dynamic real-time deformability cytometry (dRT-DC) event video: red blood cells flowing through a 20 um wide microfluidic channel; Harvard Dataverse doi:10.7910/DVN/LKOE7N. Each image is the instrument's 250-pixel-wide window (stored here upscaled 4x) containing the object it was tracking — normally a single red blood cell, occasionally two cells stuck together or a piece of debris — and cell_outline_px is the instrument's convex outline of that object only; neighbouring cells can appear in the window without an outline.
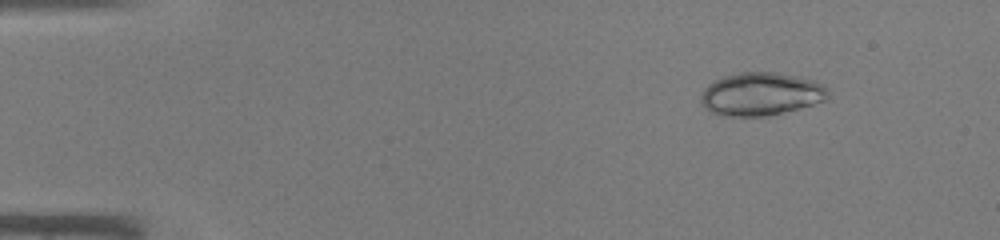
{"species": "common noctule bat (a hibernating species)", "species_latin": "Nyctalus noctula", "temperature_condition": "warm", "stored_images_in_passage": 40, "camera_frame_rate_fps": 3000, "um_per_image_px": 0.085, "animal": {"sex": "male", "body_mass_g": 19.0, "forearm_length_mm": 50.8}, "frame": {"image": 1, "passage_image": 1, "time_ms": 0.0, "image_size_px": [1000, 240], "cell_outline_px": [[828, 100], [768, 116], [728, 116], [708, 112], [704, 108], [700, 100], [700, 96], [704, 88], [708, 84], [724, 76], [740, 72], [776, 72], [796, 76], [812, 80], [824, 84], [828, 92]], "centroid_in_image_um": [64.66, 7.99], "position_along_channel_um": 20.3, "area_um2": 31.96}}
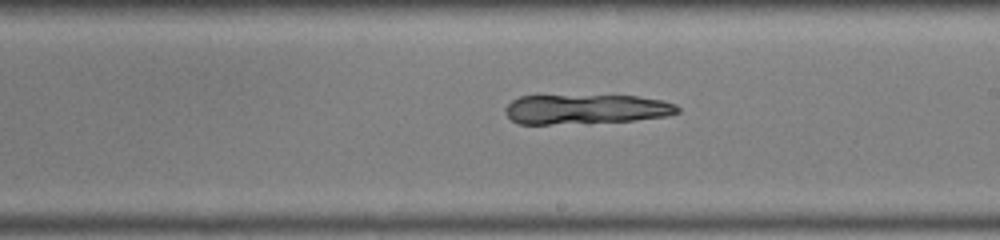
{"frame": {"image": 2, "passage_image": 22, "time_ms": 7.0, "image_size_px": [1000, 240], "cell_outline_px": [[680, 112], [668, 116], [636, 120], [588, 124], [520, 124], [512, 120], [504, 112], [504, 108], [512, 100], [520, 96], [636, 96], [664, 100], [676, 104], [680, 108]], "centroid_in_image_um": [49.84, 9.3], "position_along_channel_um": 239.2, "area_um2": 30.29}}
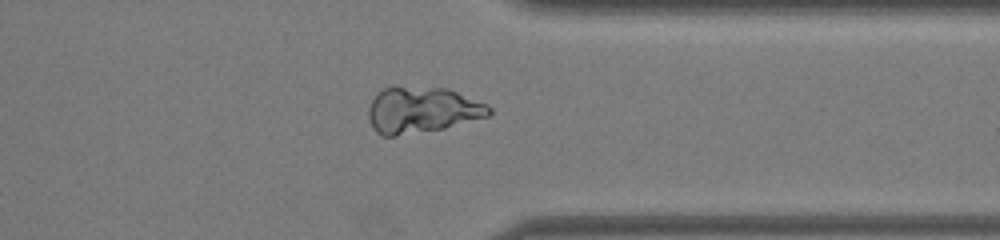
{"frame": {"image": 3, "passage_image": 31, "time_ms": 10.0, "image_size_px": [1000, 240], "cell_outline_px": [[492, 112], [488, 116], [444, 128], [396, 136], [380, 136], [372, 128], [368, 116], [368, 108], [372, 100], [384, 88], [392, 84], [396, 84], [448, 88], [488, 104], [492, 108]], "centroid_in_image_um": [35.85, 9.32], "position_along_channel_um": 375.6, "area_um2": 33.06}}